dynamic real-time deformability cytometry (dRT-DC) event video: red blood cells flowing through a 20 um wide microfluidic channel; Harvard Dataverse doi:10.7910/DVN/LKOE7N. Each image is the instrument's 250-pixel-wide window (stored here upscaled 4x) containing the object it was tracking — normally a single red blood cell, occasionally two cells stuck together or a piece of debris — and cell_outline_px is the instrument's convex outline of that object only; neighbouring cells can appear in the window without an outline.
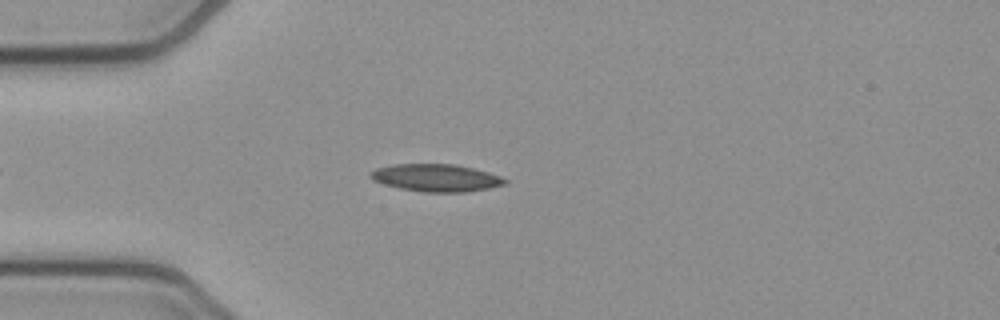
{"species": "common noctule bat (a hibernating species)", "species_latin": "Nyctalus noctula", "temperature_condition": "cold", "stored_images_in_passage": 44, "camera_frame_rate_fps": 3000, "um_per_image_px": 0.085, "animal": {"sex": "female", "body_mass_g": 21.9}, "frame": {"image": 1, "passage_image": 9, "time_ms": 2.667, "image_size_px": [1000, 320], "cell_outline_px": [[508, 184], [488, 188], [464, 192], [424, 192], [400, 188], [384, 184], [372, 180], [368, 176], [376, 168], [392, 164], [456, 164], [488, 172], [500, 176], [508, 180]], "centroid_in_image_um": [37.07, 15.11], "position_along_channel_um": 47.9, "area_um2": 21.5}}
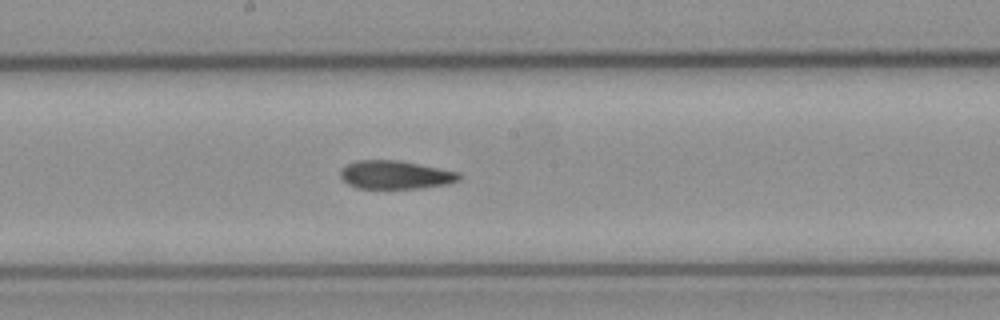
{"frame": {"image": 2, "passage_image": 23, "time_ms": 7.333, "image_size_px": [1000, 320], "cell_outline_px": [[460, 180], [448, 184], [420, 188], [356, 188], [348, 184], [340, 176], [340, 168], [356, 160], [400, 160], [460, 172]], "centroid_in_image_um": [33.61, 14.85], "position_along_channel_um": 214.6, "area_um2": 19.71}}
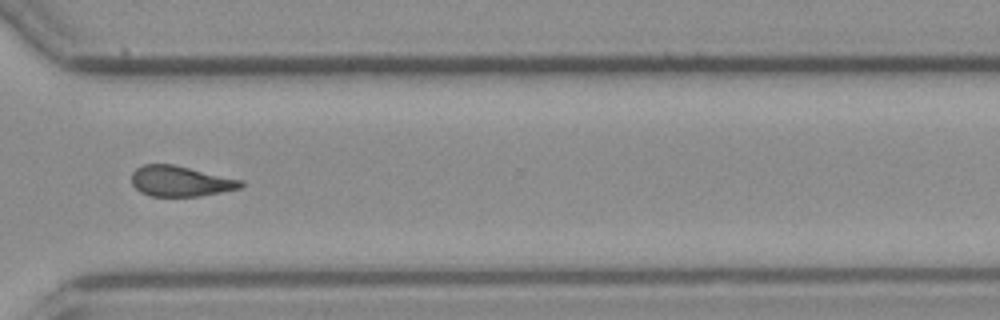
{"frame": {"image": 3, "passage_image": 34, "time_ms": 11.0, "image_size_px": [1000, 320], "cell_outline_px": [[244, 184], [240, 188], [200, 196], [152, 196], [140, 192], [132, 184], [132, 172], [136, 168], [144, 164], [172, 164], [244, 180]], "centroid_in_image_um": [15.34, 15.4], "position_along_channel_um": 355.3, "area_um2": 19.36}, "authors_computed_cell_mechanics": {"area_um2": 20.1433, "velocity_mm_per_s": 3.8449, "shape_relaxation_time_tau1_ms": null, "shape_relaxation_time_tau2_ms": 4.5121, "deformation_change_tau1": null, "deformation_change_tau2": 0.1317}}